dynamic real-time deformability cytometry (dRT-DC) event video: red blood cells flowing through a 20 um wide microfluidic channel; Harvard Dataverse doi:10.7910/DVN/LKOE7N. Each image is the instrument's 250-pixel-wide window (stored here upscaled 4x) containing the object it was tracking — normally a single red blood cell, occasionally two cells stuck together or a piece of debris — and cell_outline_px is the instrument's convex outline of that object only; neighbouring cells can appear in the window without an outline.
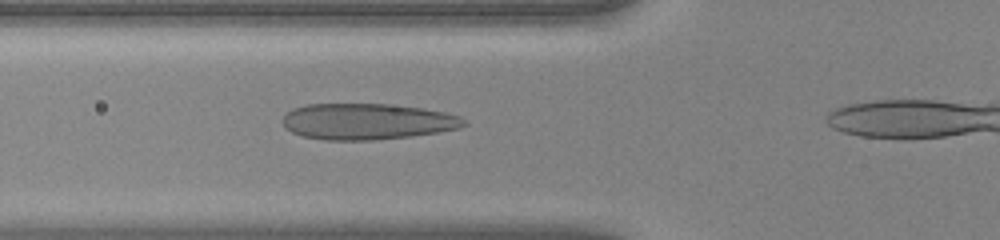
{"species": "human", "species_latin": "Homo sapiens", "temperature_condition": "warm", "stored_images_in_passage": 31, "camera_frame_rate_fps": 3000, "um_per_image_px": 0.085, "donor": {"sex": "female"}, "frame": {"image": 1, "passage_image": 9, "time_ms": 2.667, "image_size_px": [1000, 240], "cell_outline_px": [[468, 124], [460, 128], [440, 132], [412, 136], [376, 140], [324, 140], [304, 136], [292, 132], [284, 128], [280, 120], [292, 108], [304, 104], [388, 104], [424, 108], [444, 112], [460, 116]], "centroid_in_image_um": [31.2, 10.33], "position_along_channel_um": 94.6, "area_um2": 38.55}}
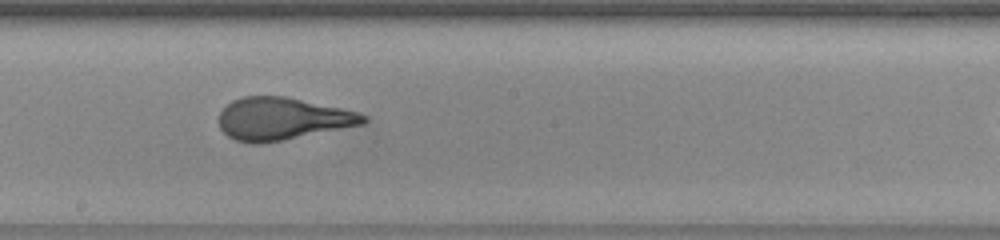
{"frame": {"image": 2, "passage_image": 18, "time_ms": 5.667, "image_size_px": [1000, 240], "cell_outline_px": [[368, 120], [364, 124], [260, 144], [252, 144], [236, 140], [228, 136], [220, 128], [220, 112], [232, 100], [244, 96], [284, 96], [340, 108], [356, 112], [368, 116]], "centroid_in_image_um": [23.98, 10.09], "position_along_channel_um": 224.2, "area_um2": 35.26}}
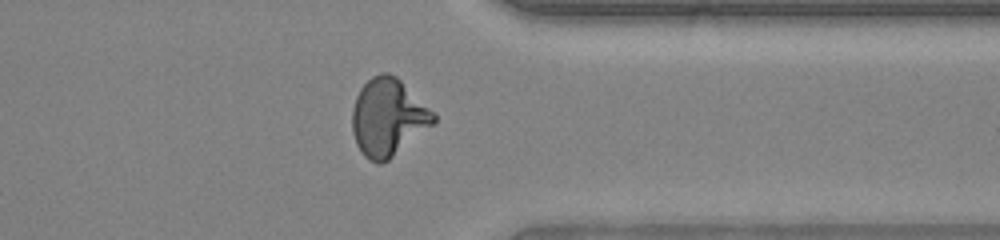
{"frame": {"image": 3, "passage_image": 29, "time_ms": 9.333, "image_size_px": [1000, 240], "cell_outline_px": [[436, 124], [388, 160], [380, 164], [376, 164], [368, 160], [364, 156], [356, 144], [352, 132], [352, 108], [356, 96], [360, 88], [372, 76], [380, 72], [388, 72], [396, 76], [436, 112]], "centroid_in_image_um": [33.01, 9.98], "position_along_channel_um": 378.4, "area_um2": 37.34}}